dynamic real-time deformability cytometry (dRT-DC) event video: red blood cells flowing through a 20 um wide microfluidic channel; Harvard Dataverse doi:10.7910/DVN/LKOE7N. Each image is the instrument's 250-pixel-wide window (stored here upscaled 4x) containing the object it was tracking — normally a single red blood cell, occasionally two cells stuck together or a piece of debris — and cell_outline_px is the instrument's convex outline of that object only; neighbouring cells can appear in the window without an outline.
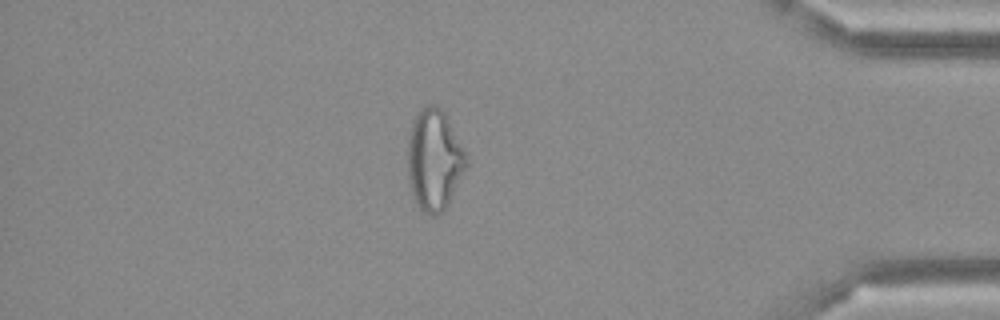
{"species": "Egyptian fruit bat (a non-hibernating species)", "species_latin": "Rousettus aegyptiacus", "temperature_condition": "cold", "stored_images_in_passage": 50, "camera_frame_rate_fps": 3000, "um_per_image_px": 0.085, "frame": {"image": 1, "passage_image": 43, "time_ms": 14.0, "image_size_px": [1000, 320], "cell_outline_px": [[468, 164], [444, 212], [436, 216], [432, 216], [424, 212], [416, 204], [412, 196], [408, 176], [408, 140], [412, 120], [420, 108], [428, 104], [436, 104], [444, 112], [468, 160]], "centroid_in_image_um": [36.88, 13.61], "position_along_channel_um": 398.3, "area_um2": 34.45}}